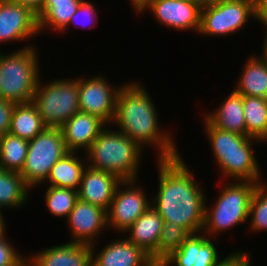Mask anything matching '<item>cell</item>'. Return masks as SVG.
<instances>
[{
	"instance_id": "6da1fadb",
	"label": "cell",
	"mask_w": 267,
	"mask_h": 266,
	"mask_svg": "<svg viewBox=\"0 0 267 266\" xmlns=\"http://www.w3.org/2000/svg\"><path fill=\"white\" fill-rule=\"evenodd\" d=\"M181 156L156 159L159 181L158 190L151 198V206L164 223L180 225L190 234L200 233L204 227L208 199Z\"/></svg>"
},
{
	"instance_id": "7a4b0ae2",
	"label": "cell",
	"mask_w": 267,
	"mask_h": 266,
	"mask_svg": "<svg viewBox=\"0 0 267 266\" xmlns=\"http://www.w3.org/2000/svg\"><path fill=\"white\" fill-rule=\"evenodd\" d=\"M149 95L142 82H124L117 95L111 125H116L119 131L134 140L143 150L147 145L156 148L159 160L177 157L180 154L175 136L160 128L157 108Z\"/></svg>"
},
{
	"instance_id": "3957f363",
	"label": "cell",
	"mask_w": 267,
	"mask_h": 266,
	"mask_svg": "<svg viewBox=\"0 0 267 266\" xmlns=\"http://www.w3.org/2000/svg\"><path fill=\"white\" fill-rule=\"evenodd\" d=\"M203 127L206 132L213 157L222 174V179L229 178L231 181H252L257 184L263 183L257 157L254 155L253 144L262 143L258 139L239 135L222 130L211 124L203 117ZM262 178V179H261ZM261 181V182H260Z\"/></svg>"
},
{
	"instance_id": "277c9868",
	"label": "cell",
	"mask_w": 267,
	"mask_h": 266,
	"mask_svg": "<svg viewBox=\"0 0 267 266\" xmlns=\"http://www.w3.org/2000/svg\"><path fill=\"white\" fill-rule=\"evenodd\" d=\"M110 127L107 125L84 153L87 166L112 173L122 181L138 179L143 149L121 131Z\"/></svg>"
},
{
	"instance_id": "5b68a950",
	"label": "cell",
	"mask_w": 267,
	"mask_h": 266,
	"mask_svg": "<svg viewBox=\"0 0 267 266\" xmlns=\"http://www.w3.org/2000/svg\"><path fill=\"white\" fill-rule=\"evenodd\" d=\"M35 48L28 43L7 55L0 50V98L15 104L32 102L41 76Z\"/></svg>"
},
{
	"instance_id": "8992f818",
	"label": "cell",
	"mask_w": 267,
	"mask_h": 266,
	"mask_svg": "<svg viewBox=\"0 0 267 266\" xmlns=\"http://www.w3.org/2000/svg\"><path fill=\"white\" fill-rule=\"evenodd\" d=\"M257 185L252 181L226 182L215 203L208 207L205 204L202 232L213 238L236 225L248 222L251 196Z\"/></svg>"
},
{
	"instance_id": "52a82bcc",
	"label": "cell",
	"mask_w": 267,
	"mask_h": 266,
	"mask_svg": "<svg viewBox=\"0 0 267 266\" xmlns=\"http://www.w3.org/2000/svg\"><path fill=\"white\" fill-rule=\"evenodd\" d=\"M38 80L32 103L47 127H61L79 107V77L57 78L46 84Z\"/></svg>"
},
{
	"instance_id": "ba28073f",
	"label": "cell",
	"mask_w": 267,
	"mask_h": 266,
	"mask_svg": "<svg viewBox=\"0 0 267 266\" xmlns=\"http://www.w3.org/2000/svg\"><path fill=\"white\" fill-rule=\"evenodd\" d=\"M249 18H257L254 0L204 1L198 34L210 37L230 36L246 27Z\"/></svg>"
},
{
	"instance_id": "9c48e42d",
	"label": "cell",
	"mask_w": 267,
	"mask_h": 266,
	"mask_svg": "<svg viewBox=\"0 0 267 266\" xmlns=\"http://www.w3.org/2000/svg\"><path fill=\"white\" fill-rule=\"evenodd\" d=\"M69 153L59 127H46L28 141V152L20 175L26 184L36 188L46 182L55 163Z\"/></svg>"
},
{
	"instance_id": "30bf717a",
	"label": "cell",
	"mask_w": 267,
	"mask_h": 266,
	"mask_svg": "<svg viewBox=\"0 0 267 266\" xmlns=\"http://www.w3.org/2000/svg\"><path fill=\"white\" fill-rule=\"evenodd\" d=\"M137 183V179L123 180L115 190L106 212L107 228H113L114 232L123 234L151 206V199L148 201L144 188Z\"/></svg>"
},
{
	"instance_id": "8fae6325",
	"label": "cell",
	"mask_w": 267,
	"mask_h": 266,
	"mask_svg": "<svg viewBox=\"0 0 267 266\" xmlns=\"http://www.w3.org/2000/svg\"><path fill=\"white\" fill-rule=\"evenodd\" d=\"M202 4V0H147L135 14L150 11L162 26L198 34Z\"/></svg>"
},
{
	"instance_id": "7c38bea8",
	"label": "cell",
	"mask_w": 267,
	"mask_h": 266,
	"mask_svg": "<svg viewBox=\"0 0 267 266\" xmlns=\"http://www.w3.org/2000/svg\"><path fill=\"white\" fill-rule=\"evenodd\" d=\"M104 77L102 74L91 78L79 77V107L81 112L94 115L111 125L121 84L111 86Z\"/></svg>"
},
{
	"instance_id": "4fadbf2b",
	"label": "cell",
	"mask_w": 267,
	"mask_h": 266,
	"mask_svg": "<svg viewBox=\"0 0 267 266\" xmlns=\"http://www.w3.org/2000/svg\"><path fill=\"white\" fill-rule=\"evenodd\" d=\"M72 238L70 242L85 245L97 243L100 234L107 229L106 211L98 206L77 200L66 219ZM105 229V230H104Z\"/></svg>"
},
{
	"instance_id": "5bb4252c",
	"label": "cell",
	"mask_w": 267,
	"mask_h": 266,
	"mask_svg": "<svg viewBox=\"0 0 267 266\" xmlns=\"http://www.w3.org/2000/svg\"><path fill=\"white\" fill-rule=\"evenodd\" d=\"M38 34L35 13L12 0H0V43L22 42Z\"/></svg>"
},
{
	"instance_id": "9a60e30c",
	"label": "cell",
	"mask_w": 267,
	"mask_h": 266,
	"mask_svg": "<svg viewBox=\"0 0 267 266\" xmlns=\"http://www.w3.org/2000/svg\"><path fill=\"white\" fill-rule=\"evenodd\" d=\"M219 257L214 238L205 233L191 234L186 241L167 257L165 266H216L222 259Z\"/></svg>"
},
{
	"instance_id": "2e32d148",
	"label": "cell",
	"mask_w": 267,
	"mask_h": 266,
	"mask_svg": "<svg viewBox=\"0 0 267 266\" xmlns=\"http://www.w3.org/2000/svg\"><path fill=\"white\" fill-rule=\"evenodd\" d=\"M108 243L98 253L95 249L99 243L91 245L92 266H152L154 264L148 254L125 237L116 238Z\"/></svg>"
},
{
	"instance_id": "e0dca14e",
	"label": "cell",
	"mask_w": 267,
	"mask_h": 266,
	"mask_svg": "<svg viewBox=\"0 0 267 266\" xmlns=\"http://www.w3.org/2000/svg\"><path fill=\"white\" fill-rule=\"evenodd\" d=\"M120 180L116 175L87 166L78 189V199L103 208L110 207Z\"/></svg>"
},
{
	"instance_id": "ac0fdd59",
	"label": "cell",
	"mask_w": 267,
	"mask_h": 266,
	"mask_svg": "<svg viewBox=\"0 0 267 266\" xmlns=\"http://www.w3.org/2000/svg\"><path fill=\"white\" fill-rule=\"evenodd\" d=\"M27 256V266H92L91 246L68 242Z\"/></svg>"
},
{
	"instance_id": "d6986e66",
	"label": "cell",
	"mask_w": 267,
	"mask_h": 266,
	"mask_svg": "<svg viewBox=\"0 0 267 266\" xmlns=\"http://www.w3.org/2000/svg\"><path fill=\"white\" fill-rule=\"evenodd\" d=\"M106 126L100 118L78 111L60 129L68 151L78 153L86 152Z\"/></svg>"
},
{
	"instance_id": "ffe728a7",
	"label": "cell",
	"mask_w": 267,
	"mask_h": 266,
	"mask_svg": "<svg viewBox=\"0 0 267 266\" xmlns=\"http://www.w3.org/2000/svg\"><path fill=\"white\" fill-rule=\"evenodd\" d=\"M164 220L159 213L150 206L135 222L126 230L124 234L128 241L140 247L150 256L154 263H157V246L161 236Z\"/></svg>"
},
{
	"instance_id": "44dd1931",
	"label": "cell",
	"mask_w": 267,
	"mask_h": 266,
	"mask_svg": "<svg viewBox=\"0 0 267 266\" xmlns=\"http://www.w3.org/2000/svg\"><path fill=\"white\" fill-rule=\"evenodd\" d=\"M227 98L213 111L203 115L214 126L239 135H246L243 111V95L231 91Z\"/></svg>"
},
{
	"instance_id": "7402d4cb",
	"label": "cell",
	"mask_w": 267,
	"mask_h": 266,
	"mask_svg": "<svg viewBox=\"0 0 267 266\" xmlns=\"http://www.w3.org/2000/svg\"><path fill=\"white\" fill-rule=\"evenodd\" d=\"M242 70L234 90L243 96L267 99V63L260 54L250 56Z\"/></svg>"
},
{
	"instance_id": "603a6c76",
	"label": "cell",
	"mask_w": 267,
	"mask_h": 266,
	"mask_svg": "<svg viewBox=\"0 0 267 266\" xmlns=\"http://www.w3.org/2000/svg\"><path fill=\"white\" fill-rule=\"evenodd\" d=\"M81 1L82 0H46L41 11L36 15L39 34L46 30L61 33L69 26L70 19L76 13Z\"/></svg>"
},
{
	"instance_id": "cb8c5ba5",
	"label": "cell",
	"mask_w": 267,
	"mask_h": 266,
	"mask_svg": "<svg viewBox=\"0 0 267 266\" xmlns=\"http://www.w3.org/2000/svg\"><path fill=\"white\" fill-rule=\"evenodd\" d=\"M76 152H69L58 160L52 167L46 184L49 186L69 188L78 190L83 172L87 167L86 157H82Z\"/></svg>"
},
{
	"instance_id": "d4e9b609",
	"label": "cell",
	"mask_w": 267,
	"mask_h": 266,
	"mask_svg": "<svg viewBox=\"0 0 267 266\" xmlns=\"http://www.w3.org/2000/svg\"><path fill=\"white\" fill-rule=\"evenodd\" d=\"M46 127L32 102L14 105L9 127L10 134L29 141L34 139Z\"/></svg>"
},
{
	"instance_id": "484cf974",
	"label": "cell",
	"mask_w": 267,
	"mask_h": 266,
	"mask_svg": "<svg viewBox=\"0 0 267 266\" xmlns=\"http://www.w3.org/2000/svg\"><path fill=\"white\" fill-rule=\"evenodd\" d=\"M30 190L20 173L0 169V210L26 205ZM15 207V208H14Z\"/></svg>"
},
{
	"instance_id": "4316f807",
	"label": "cell",
	"mask_w": 267,
	"mask_h": 266,
	"mask_svg": "<svg viewBox=\"0 0 267 266\" xmlns=\"http://www.w3.org/2000/svg\"><path fill=\"white\" fill-rule=\"evenodd\" d=\"M246 136L267 142V99L243 96Z\"/></svg>"
},
{
	"instance_id": "83f0119b",
	"label": "cell",
	"mask_w": 267,
	"mask_h": 266,
	"mask_svg": "<svg viewBox=\"0 0 267 266\" xmlns=\"http://www.w3.org/2000/svg\"><path fill=\"white\" fill-rule=\"evenodd\" d=\"M28 152V140L7 133L0 136V169L20 173Z\"/></svg>"
},
{
	"instance_id": "f1b7e54d",
	"label": "cell",
	"mask_w": 267,
	"mask_h": 266,
	"mask_svg": "<svg viewBox=\"0 0 267 266\" xmlns=\"http://www.w3.org/2000/svg\"><path fill=\"white\" fill-rule=\"evenodd\" d=\"M44 197L46 208L52 216L67 219L78 200V190L49 186Z\"/></svg>"
},
{
	"instance_id": "f546056e",
	"label": "cell",
	"mask_w": 267,
	"mask_h": 266,
	"mask_svg": "<svg viewBox=\"0 0 267 266\" xmlns=\"http://www.w3.org/2000/svg\"><path fill=\"white\" fill-rule=\"evenodd\" d=\"M191 234L175 223H164L157 246V263H162L177 250Z\"/></svg>"
},
{
	"instance_id": "4dcf8cb0",
	"label": "cell",
	"mask_w": 267,
	"mask_h": 266,
	"mask_svg": "<svg viewBox=\"0 0 267 266\" xmlns=\"http://www.w3.org/2000/svg\"><path fill=\"white\" fill-rule=\"evenodd\" d=\"M249 229L251 232L267 230V183L263 182L256 186L249 207Z\"/></svg>"
},
{
	"instance_id": "1f68e13d",
	"label": "cell",
	"mask_w": 267,
	"mask_h": 266,
	"mask_svg": "<svg viewBox=\"0 0 267 266\" xmlns=\"http://www.w3.org/2000/svg\"><path fill=\"white\" fill-rule=\"evenodd\" d=\"M7 228L0 232V266H27V258L18 252L6 235ZM20 253V254H19Z\"/></svg>"
},
{
	"instance_id": "d6a6232c",
	"label": "cell",
	"mask_w": 267,
	"mask_h": 266,
	"mask_svg": "<svg viewBox=\"0 0 267 266\" xmlns=\"http://www.w3.org/2000/svg\"><path fill=\"white\" fill-rule=\"evenodd\" d=\"M97 9L94 7V4L91 3L90 1L87 0H82L81 3L79 4L76 13L71 17L69 26H67L62 32L64 33L65 31L69 30V27L71 24L78 25L80 27H94L96 21L98 20L99 17H97L98 12L96 11ZM80 21V22H79ZM80 25H79V24Z\"/></svg>"
},
{
	"instance_id": "836d02e7",
	"label": "cell",
	"mask_w": 267,
	"mask_h": 266,
	"mask_svg": "<svg viewBox=\"0 0 267 266\" xmlns=\"http://www.w3.org/2000/svg\"><path fill=\"white\" fill-rule=\"evenodd\" d=\"M251 254L247 251H234L228 254L216 266H251Z\"/></svg>"
},
{
	"instance_id": "e575fe53",
	"label": "cell",
	"mask_w": 267,
	"mask_h": 266,
	"mask_svg": "<svg viewBox=\"0 0 267 266\" xmlns=\"http://www.w3.org/2000/svg\"><path fill=\"white\" fill-rule=\"evenodd\" d=\"M14 105L15 103L0 98V136L9 133Z\"/></svg>"
},
{
	"instance_id": "d590c367",
	"label": "cell",
	"mask_w": 267,
	"mask_h": 266,
	"mask_svg": "<svg viewBox=\"0 0 267 266\" xmlns=\"http://www.w3.org/2000/svg\"><path fill=\"white\" fill-rule=\"evenodd\" d=\"M256 13L258 20L262 25H264V30L267 31V0H258L256 2Z\"/></svg>"
},
{
	"instance_id": "8d00e7d4",
	"label": "cell",
	"mask_w": 267,
	"mask_h": 266,
	"mask_svg": "<svg viewBox=\"0 0 267 266\" xmlns=\"http://www.w3.org/2000/svg\"><path fill=\"white\" fill-rule=\"evenodd\" d=\"M15 3L28 7L36 15L41 11L46 0H12Z\"/></svg>"
},
{
	"instance_id": "74e56055",
	"label": "cell",
	"mask_w": 267,
	"mask_h": 266,
	"mask_svg": "<svg viewBox=\"0 0 267 266\" xmlns=\"http://www.w3.org/2000/svg\"><path fill=\"white\" fill-rule=\"evenodd\" d=\"M263 33L265 35L263 36V38H264L263 39V43H262L263 44V49H261L262 50V54L260 56L267 63V31L263 30Z\"/></svg>"
},
{
	"instance_id": "f35d334b",
	"label": "cell",
	"mask_w": 267,
	"mask_h": 266,
	"mask_svg": "<svg viewBox=\"0 0 267 266\" xmlns=\"http://www.w3.org/2000/svg\"><path fill=\"white\" fill-rule=\"evenodd\" d=\"M131 1L130 3L132 4V9L135 11H137L138 8H140L147 0H129Z\"/></svg>"
},
{
	"instance_id": "ab89813d",
	"label": "cell",
	"mask_w": 267,
	"mask_h": 266,
	"mask_svg": "<svg viewBox=\"0 0 267 266\" xmlns=\"http://www.w3.org/2000/svg\"><path fill=\"white\" fill-rule=\"evenodd\" d=\"M3 212L0 210V232L4 231L6 229V221L4 218V215L2 214Z\"/></svg>"
},
{
	"instance_id": "60d3db41",
	"label": "cell",
	"mask_w": 267,
	"mask_h": 266,
	"mask_svg": "<svg viewBox=\"0 0 267 266\" xmlns=\"http://www.w3.org/2000/svg\"><path fill=\"white\" fill-rule=\"evenodd\" d=\"M152 266H165L162 263H154Z\"/></svg>"
}]
</instances>
